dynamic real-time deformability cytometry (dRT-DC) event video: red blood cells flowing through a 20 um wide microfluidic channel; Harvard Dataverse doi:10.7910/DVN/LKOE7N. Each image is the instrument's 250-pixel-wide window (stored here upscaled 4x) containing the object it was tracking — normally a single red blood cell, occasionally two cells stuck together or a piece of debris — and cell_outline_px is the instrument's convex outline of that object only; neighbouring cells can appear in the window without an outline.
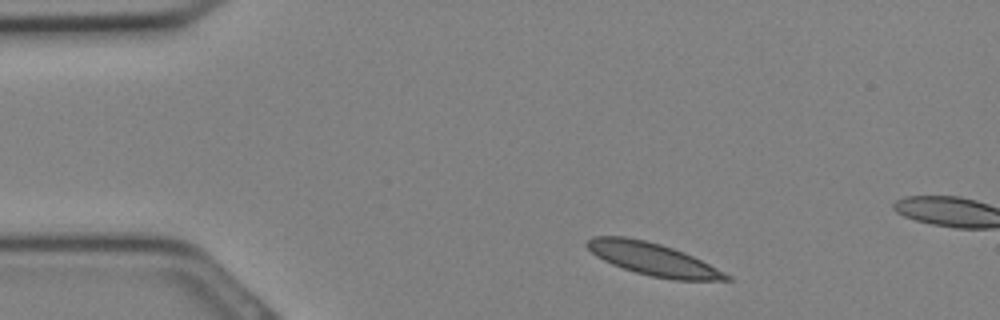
{"species": "Egyptian fruit bat (a non-hibernating species)", "species_latin": "Rousettus aegyptiacus", "temperature_condition": "cold", "stored_images_in_passage": 6, "camera_frame_rate_fps": 3000, "um_per_image_px": 0.085, "animal": {"sex": "female"}, "frame": {"image": 1, "passage_image": 2, "time_ms": 0.333, "image_size_px": [1000, 320], "cell_outline_px": [[732, 280], [672, 280], [652, 276], [636, 272], [612, 264], [596, 256], [584, 244], [592, 236], [624, 236], [644, 240], [660, 244], [684, 252], [732, 276]], "centroid_in_image_um": [55.48, 22.02], "position_along_channel_um": 29.5, "area_um2": 26.07}}